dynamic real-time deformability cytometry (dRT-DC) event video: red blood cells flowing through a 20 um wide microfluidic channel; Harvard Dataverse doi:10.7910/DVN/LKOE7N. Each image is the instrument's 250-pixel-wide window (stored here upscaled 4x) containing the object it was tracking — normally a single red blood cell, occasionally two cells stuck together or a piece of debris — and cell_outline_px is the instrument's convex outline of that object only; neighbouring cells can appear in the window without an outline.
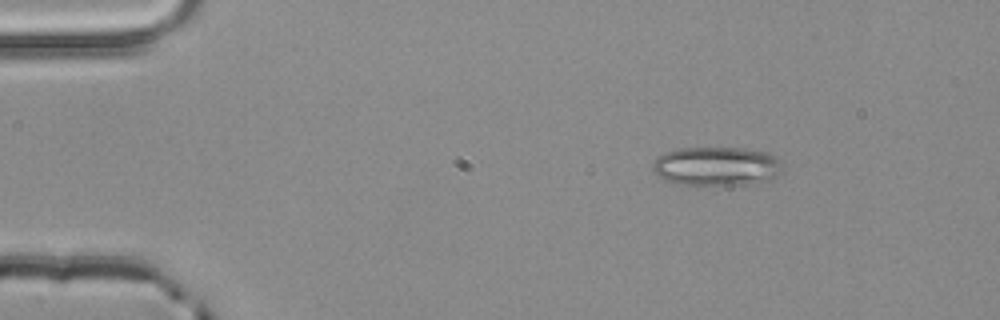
{"species": "common noctule bat (a hibernating species)", "species_latin": "Nyctalus noctula", "temperature_condition": "room temperature", "stored_images_in_passage": 2, "camera_frame_rate_fps": 3000, "um_per_image_px": 0.085, "animal": {"sex": "male", "body_mass_g": 20.4}, "frame": {"image": 1, "passage_image": 1, "time_ms": 0.0, "image_size_px": [1000, 320], "cell_outline_px": [[784, 172], [772, 180], [756, 184], [700, 188], [676, 184], [664, 180], [656, 176], [652, 168], [652, 160], [656, 156], [664, 152], [680, 148], [744, 148], [764, 152], [780, 160], [784, 164]], "centroid_in_image_um": [60.9, 14.2], "position_along_channel_um": 24.1, "area_um2": 31.21}}